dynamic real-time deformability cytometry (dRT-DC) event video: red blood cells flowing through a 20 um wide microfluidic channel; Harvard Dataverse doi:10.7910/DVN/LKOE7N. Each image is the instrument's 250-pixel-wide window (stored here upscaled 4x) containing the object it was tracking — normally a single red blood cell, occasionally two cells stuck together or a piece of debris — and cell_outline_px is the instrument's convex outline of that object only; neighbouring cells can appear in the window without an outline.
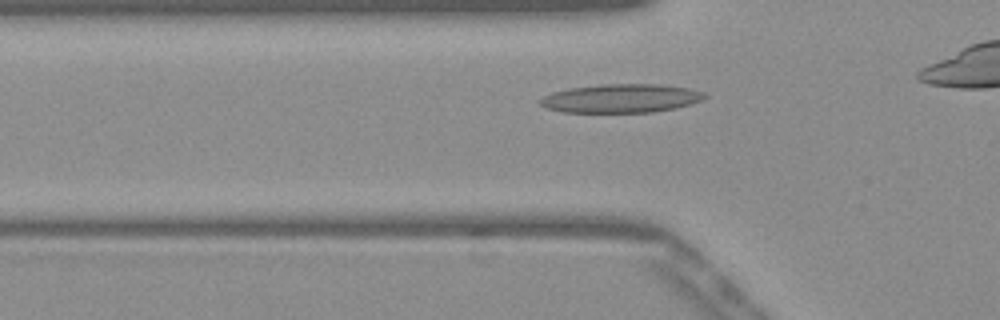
{"species": "Egyptian fruit bat (a non-hibernating species)", "species_latin": "Rousettus aegyptiacus", "temperature_condition": "warm", "stored_images_in_passage": 31, "camera_frame_rate_fps": 3000, "um_per_image_px": 0.085, "frame": {"image": 1, "passage_image": 6, "time_ms": 1.667, "image_size_px": [1000, 320], "cell_outline_px": [[708, 96], [704, 100], [676, 108], [652, 112], [560, 112], [544, 108], [536, 100], [552, 92], [568, 88], [600, 84], [660, 84], [688, 88], [704, 92]], "centroid_in_image_um": [52.76, 8.36], "position_along_channel_um": 73.0, "area_um2": 27.8}}
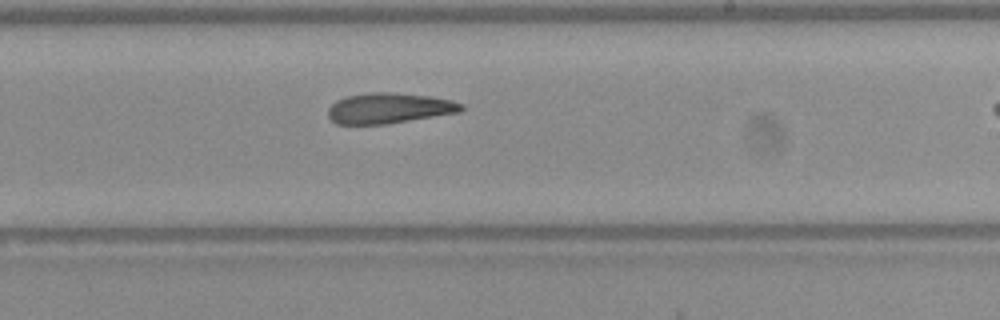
{"frame": {"image": 2, "passage_image": 20, "time_ms": 6.333, "image_size_px": [1000, 320], "cell_outline_px": [[464, 108], [460, 112], [388, 124], [336, 124], [328, 116], [328, 108], [336, 100], [344, 96], [372, 92], [392, 92], [432, 96], [452, 100], [464, 104]], "centroid_in_image_um": [33.08, 9.19], "position_along_channel_um": 255.9, "area_um2": 23.93}}
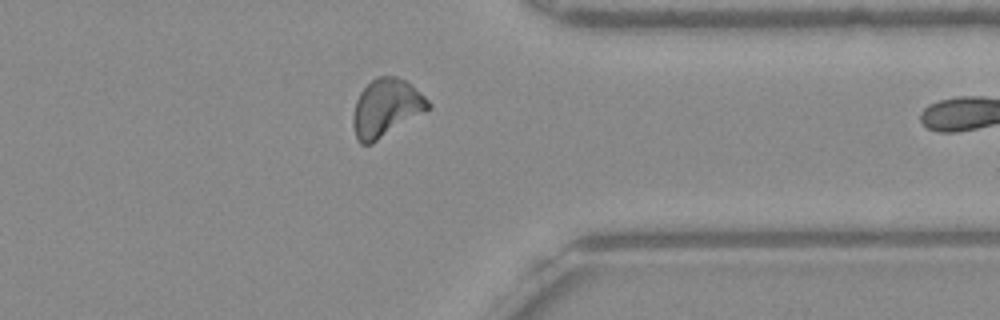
{"frame": {"image": 3, "passage_image": 30, "time_ms": 9.667, "image_size_px": [1000, 320], "cell_outline_px": [[432, 108], [372, 144], [360, 144], [356, 140], [352, 124], [352, 116], [356, 100], [360, 92], [372, 80], [380, 76], [396, 76], [404, 80], [420, 92], [432, 104]], "centroid_in_image_um": [32.81, 9.2], "position_along_channel_um": 378.6, "area_um2": 25.43}}